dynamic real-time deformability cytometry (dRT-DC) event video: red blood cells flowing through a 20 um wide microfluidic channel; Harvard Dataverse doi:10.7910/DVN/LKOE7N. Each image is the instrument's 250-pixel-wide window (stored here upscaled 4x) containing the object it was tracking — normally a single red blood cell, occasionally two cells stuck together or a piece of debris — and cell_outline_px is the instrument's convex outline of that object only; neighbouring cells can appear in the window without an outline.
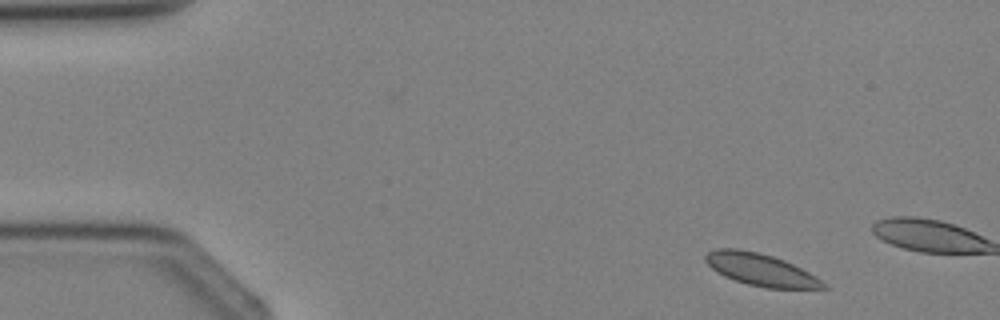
{"species": "Egyptian fruit bat (a non-hibernating species)", "species_latin": "Rousettus aegyptiacus", "temperature_condition": "cold", "stored_images_in_passage": 3, "camera_frame_rate_fps": 3000, "um_per_image_px": 0.085, "animal": {"sex": "female"}, "frame": {"image": 1, "passage_image": 1, "time_ms": 0.0, "image_size_px": [1000, 320], "cell_outline_px": [[828, 288], [764, 288], [748, 284], [724, 276], [716, 272], [704, 260], [704, 256], [708, 252], [716, 248], [740, 248], [772, 256], [784, 260], [816, 276]], "centroid_in_image_um": [64.6, 22.91], "position_along_channel_um": 20.4, "area_um2": 21.85}}